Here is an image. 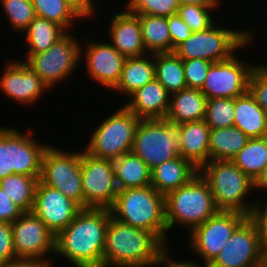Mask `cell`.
<instances>
[{"instance_id": "6da1fadb", "label": "cell", "mask_w": 267, "mask_h": 267, "mask_svg": "<svg viewBox=\"0 0 267 267\" xmlns=\"http://www.w3.org/2000/svg\"><path fill=\"white\" fill-rule=\"evenodd\" d=\"M111 212L108 208H83L55 236L54 253L75 267H103V250Z\"/></svg>"}, {"instance_id": "7a4b0ae2", "label": "cell", "mask_w": 267, "mask_h": 267, "mask_svg": "<svg viewBox=\"0 0 267 267\" xmlns=\"http://www.w3.org/2000/svg\"><path fill=\"white\" fill-rule=\"evenodd\" d=\"M153 233L111 216L103 250V267H159L171 257Z\"/></svg>"}, {"instance_id": "3957f363", "label": "cell", "mask_w": 267, "mask_h": 267, "mask_svg": "<svg viewBox=\"0 0 267 267\" xmlns=\"http://www.w3.org/2000/svg\"><path fill=\"white\" fill-rule=\"evenodd\" d=\"M111 216L134 228L153 232L168 248V227L165 219V196L151 185L119 190Z\"/></svg>"}, {"instance_id": "277c9868", "label": "cell", "mask_w": 267, "mask_h": 267, "mask_svg": "<svg viewBox=\"0 0 267 267\" xmlns=\"http://www.w3.org/2000/svg\"><path fill=\"white\" fill-rule=\"evenodd\" d=\"M198 173L208 183L219 211H236L250 217L257 202L247 203L246 196L255 191L254 181L232 160H211Z\"/></svg>"}, {"instance_id": "5b68a950", "label": "cell", "mask_w": 267, "mask_h": 267, "mask_svg": "<svg viewBox=\"0 0 267 267\" xmlns=\"http://www.w3.org/2000/svg\"><path fill=\"white\" fill-rule=\"evenodd\" d=\"M218 211L210 187L199 173L187 184L165 196L168 232L177 225L187 227L190 234Z\"/></svg>"}, {"instance_id": "8992f818", "label": "cell", "mask_w": 267, "mask_h": 267, "mask_svg": "<svg viewBox=\"0 0 267 267\" xmlns=\"http://www.w3.org/2000/svg\"><path fill=\"white\" fill-rule=\"evenodd\" d=\"M250 29L235 30L217 25V21L208 29L192 32L190 37L181 43L174 53L182 60L194 58L216 63L226 60L253 42Z\"/></svg>"}, {"instance_id": "52a82bcc", "label": "cell", "mask_w": 267, "mask_h": 267, "mask_svg": "<svg viewBox=\"0 0 267 267\" xmlns=\"http://www.w3.org/2000/svg\"><path fill=\"white\" fill-rule=\"evenodd\" d=\"M28 132L0 127V180L12 174L40 177L42 158L49 145L40 143Z\"/></svg>"}, {"instance_id": "ba28073f", "label": "cell", "mask_w": 267, "mask_h": 267, "mask_svg": "<svg viewBox=\"0 0 267 267\" xmlns=\"http://www.w3.org/2000/svg\"><path fill=\"white\" fill-rule=\"evenodd\" d=\"M140 120L123 104L95 126L84 151L93 157L112 161L130 153Z\"/></svg>"}, {"instance_id": "9c48e42d", "label": "cell", "mask_w": 267, "mask_h": 267, "mask_svg": "<svg viewBox=\"0 0 267 267\" xmlns=\"http://www.w3.org/2000/svg\"><path fill=\"white\" fill-rule=\"evenodd\" d=\"M179 148V134L174 124L165 118L141 119L131 153L138 156L152 170L180 156Z\"/></svg>"}, {"instance_id": "30bf717a", "label": "cell", "mask_w": 267, "mask_h": 267, "mask_svg": "<svg viewBox=\"0 0 267 267\" xmlns=\"http://www.w3.org/2000/svg\"><path fill=\"white\" fill-rule=\"evenodd\" d=\"M39 181L44 185L58 189L83 208L81 150L63 152V150L50 144L42 158Z\"/></svg>"}, {"instance_id": "8fae6325", "label": "cell", "mask_w": 267, "mask_h": 267, "mask_svg": "<svg viewBox=\"0 0 267 267\" xmlns=\"http://www.w3.org/2000/svg\"><path fill=\"white\" fill-rule=\"evenodd\" d=\"M70 33L66 32L47 51L30 55L24 61L49 89L71 76L81 62V40Z\"/></svg>"}, {"instance_id": "7c38bea8", "label": "cell", "mask_w": 267, "mask_h": 267, "mask_svg": "<svg viewBox=\"0 0 267 267\" xmlns=\"http://www.w3.org/2000/svg\"><path fill=\"white\" fill-rule=\"evenodd\" d=\"M248 216L236 211H218L190 233L188 241L204 267L221 252L228 239Z\"/></svg>"}, {"instance_id": "4fadbf2b", "label": "cell", "mask_w": 267, "mask_h": 267, "mask_svg": "<svg viewBox=\"0 0 267 267\" xmlns=\"http://www.w3.org/2000/svg\"><path fill=\"white\" fill-rule=\"evenodd\" d=\"M83 208H110L118 187L112 160L93 157L81 152Z\"/></svg>"}, {"instance_id": "5bb4252c", "label": "cell", "mask_w": 267, "mask_h": 267, "mask_svg": "<svg viewBox=\"0 0 267 267\" xmlns=\"http://www.w3.org/2000/svg\"><path fill=\"white\" fill-rule=\"evenodd\" d=\"M263 260L258 228L247 217L207 267H263Z\"/></svg>"}, {"instance_id": "9a60e30c", "label": "cell", "mask_w": 267, "mask_h": 267, "mask_svg": "<svg viewBox=\"0 0 267 267\" xmlns=\"http://www.w3.org/2000/svg\"><path fill=\"white\" fill-rule=\"evenodd\" d=\"M235 55L211 64L200 89L207 99L236 98L248 92V82L255 64L248 65Z\"/></svg>"}, {"instance_id": "2e32d148", "label": "cell", "mask_w": 267, "mask_h": 267, "mask_svg": "<svg viewBox=\"0 0 267 267\" xmlns=\"http://www.w3.org/2000/svg\"><path fill=\"white\" fill-rule=\"evenodd\" d=\"M11 227L17 258L50 259L46 254L55 251V235L37 215L25 212Z\"/></svg>"}, {"instance_id": "e0dca14e", "label": "cell", "mask_w": 267, "mask_h": 267, "mask_svg": "<svg viewBox=\"0 0 267 267\" xmlns=\"http://www.w3.org/2000/svg\"><path fill=\"white\" fill-rule=\"evenodd\" d=\"M83 208L58 189L38 181L32 212L56 236L64 230Z\"/></svg>"}, {"instance_id": "ac0fdd59", "label": "cell", "mask_w": 267, "mask_h": 267, "mask_svg": "<svg viewBox=\"0 0 267 267\" xmlns=\"http://www.w3.org/2000/svg\"><path fill=\"white\" fill-rule=\"evenodd\" d=\"M88 41L91 40L86 41V47L80 46V59L83 60L82 57L85 56L86 74L102 87L112 91L119 82L126 58L109 42Z\"/></svg>"}, {"instance_id": "d6986e66", "label": "cell", "mask_w": 267, "mask_h": 267, "mask_svg": "<svg viewBox=\"0 0 267 267\" xmlns=\"http://www.w3.org/2000/svg\"><path fill=\"white\" fill-rule=\"evenodd\" d=\"M0 76V90L11 101L33 105L49 90L43 80L23 61L11 60Z\"/></svg>"}, {"instance_id": "ffe728a7", "label": "cell", "mask_w": 267, "mask_h": 267, "mask_svg": "<svg viewBox=\"0 0 267 267\" xmlns=\"http://www.w3.org/2000/svg\"><path fill=\"white\" fill-rule=\"evenodd\" d=\"M123 10L112 15L110 19L109 43L125 58L146 55L139 16L125 8Z\"/></svg>"}, {"instance_id": "44dd1931", "label": "cell", "mask_w": 267, "mask_h": 267, "mask_svg": "<svg viewBox=\"0 0 267 267\" xmlns=\"http://www.w3.org/2000/svg\"><path fill=\"white\" fill-rule=\"evenodd\" d=\"M124 105L141 119L166 118L170 107V94L154 78L134 92Z\"/></svg>"}, {"instance_id": "7402d4cb", "label": "cell", "mask_w": 267, "mask_h": 267, "mask_svg": "<svg viewBox=\"0 0 267 267\" xmlns=\"http://www.w3.org/2000/svg\"><path fill=\"white\" fill-rule=\"evenodd\" d=\"M179 134L180 156L197 169L209 162L210 127L204 120L176 125Z\"/></svg>"}, {"instance_id": "603a6c76", "label": "cell", "mask_w": 267, "mask_h": 267, "mask_svg": "<svg viewBox=\"0 0 267 267\" xmlns=\"http://www.w3.org/2000/svg\"><path fill=\"white\" fill-rule=\"evenodd\" d=\"M197 174L198 169L189 160L178 156L151 170V186L166 196L187 184Z\"/></svg>"}, {"instance_id": "cb8c5ba5", "label": "cell", "mask_w": 267, "mask_h": 267, "mask_svg": "<svg viewBox=\"0 0 267 267\" xmlns=\"http://www.w3.org/2000/svg\"><path fill=\"white\" fill-rule=\"evenodd\" d=\"M207 97L196 88H185L170 95V107L166 120L179 125L204 120Z\"/></svg>"}, {"instance_id": "d4e9b609", "label": "cell", "mask_w": 267, "mask_h": 267, "mask_svg": "<svg viewBox=\"0 0 267 267\" xmlns=\"http://www.w3.org/2000/svg\"><path fill=\"white\" fill-rule=\"evenodd\" d=\"M149 55V56H148ZM155 78L154 54L126 58L117 85L112 89L128 98Z\"/></svg>"}, {"instance_id": "484cf974", "label": "cell", "mask_w": 267, "mask_h": 267, "mask_svg": "<svg viewBox=\"0 0 267 267\" xmlns=\"http://www.w3.org/2000/svg\"><path fill=\"white\" fill-rule=\"evenodd\" d=\"M234 126L249 138L267 136L265 111L249 92L234 98Z\"/></svg>"}, {"instance_id": "4316f807", "label": "cell", "mask_w": 267, "mask_h": 267, "mask_svg": "<svg viewBox=\"0 0 267 267\" xmlns=\"http://www.w3.org/2000/svg\"><path fill=\"white\" fill-rule=\"evenodd\" d=\"M118 190L151 185V170L138 156L130 153L113 160Z\"/></svg>"}, {"instance_id": "83f0119b", "label": "cell", "mask_w": 267, "mask_h": 267, "mask_svg": "<svg viewBox=\"0 0 267 267\" xmlns=\"http://www.w3.org/2000/svg\"><path fill=\"white\" fill-rule=\"evenodd\" d=\"M209 161L233 160L250 139L239 128L210 129Z\"/></svg>"}, {"instance_id": "f1b7e54d", "label": "cell", "mask_w": 267, "mask_h": 267, "mask_svg": "<svg viewBox=\"0 0 267 267\" xmlns=\"http://www.w3.org/2000/svg\"><path fill=\"white\" fill-rule=\"evenodd\" d=\"M24 33L25 47H28L25 61L30 55L47 51L66 31L56 23L36 16Z\"/></svg>"}, {"instance_id": "f546056e", "label": "cell", "mask_w": 267, "mask_h": 267, "mask_svg": "<svg viewBox=\"0 0 267 267\" xmlns=\"http://www.w3.org/2000/svg\"><path fill=\"white\" fill-rule=\"evenodd\" d=\"M142 40L148 54L170 53L171 37L167 17L137 14Z\"/></svg>"}, {"instance_id": "4dcf8cb0", "label": "cell", "mask_w": 267, "mask_h": 267, "mask_svg": "<svg viewBox=\"0 0 267 267\" xmlns=\"http://www.w3.org/2000/svg\"><path fill=\"white\" fill-rule=\"evenodd\" d=\"M155 78L172 95L187 88L183 60L174 52L154 54Z\"/></svg>"}, {"instance_id": "1f68e13d", "label": "cell", "mask_w": 267, "mask_h": 267, "mask_svg": "<svg viewBox=\"0 0 267 267\" xmlns=\"http://www.w3.org/2000/svg\"><path fill=\"white\" fill-rule=\"evenodd\" d=\"M35 14L61 26L66 32L73 31L75 21L84 16L68 0H32Z\"/></svg>"}, {"instance_id": "d6a6232c", "label": "cell", "mask_w": 267, "mask_h": 267, "mask_svg": "<svg viewBox=\"0 0 267 267\" xmlns=\"http://www.w3.org/2000/svg\"><path fill=\"white\" fill-rule=\"evenodd\" d=\"M232 161L254 181L267 165V136L250 138Z\"/></svg>"}, {"instance_id": "836d02e7", "label": "cell", "mask_w": 267, "mask_h": 267, "mask_svg": "<svg viewBox=\"0 0 267 267\" xmlns=\"http://www.w3.org/2000/svg\"><path fill=\"white\" fill-rule=\"evenodd\" d=\"M40 177L12 174L0 180L2 190L24 213L31 212Z\"/></svg>"}, {"instance_id": "e575fe53", "label": "cell", "mask_w": 267, "mask_h": 267, "mask_svg": "<svg viewBox=\"0 0 267 267\" xmlns=\"http://www.w3.org/2000/svg\"><path fill=\"white\" fill-rule=\"evenodd\" d=\"M204 121L210 129L234 126V98L207 99Z\"/></svg>"}, {"instance_id": "d590c367", "label": "cell", "mask_w": 267, "mask_h": 267, "mask_svg": "<svg viewBox=\"0 0 267 267\" xmlns=\"http://www.w3.org/2000/svg\"><path fill=\"white\" fill-rule=\"evenodd\" d=\"M0 4L15 32H24L36 17L32 0H0Z\"/></svg>"}, {"instance_id": "8d00e7d4", "label": "cell", "mask_w": 267, "mask_h": 267, "mask_svg": "<svg viewBox=\"0 0 267 267\" xmlns=\"http://www.w3.org/2000/svg\"><path fill=\"white\" fill-rule=\"evenodd\" d=\"M218 7H205L193 4H180L177 14L190 27L191 32H199L208 29L216 22L214 19ZM214 10V11H213ZM215 20V21H214Z\"/></svg>"}, {"instance_id": "74e56055", "label": "cell", "mask_w": 267, "mask_h": 267, "mask_svg": "<svg viewBox=\"0 0 267 267\" xmlns=\"http://www.w3.org/2000/svg\"><path fill=\"white\" fill-rule=\"evenodd\" d=\"M179 0H128L125 9L134 14L168 17L176 14Z\"/></svg>"}, {"instance_id": "f35d334b", "label": "cell", "mask_w": 267, "mask_h": 267, "mask_svg": "<svg viewBox=\"0 0 267 267\" xmlns=\"http://www.w3.org/2000/svg\"><path fill=\"white\" fill-rule=\"evenodd\" d=\"M248 92L267 111V64H255L249 78Z\"/></svg>"}, {"instance_id": "ab89813d", "label": "cell", "mask_w": 267, "mask_h": 267, "mask_svg": "<svg viewBox=\"0 0 267 267\" xmlns=\"http://www.w3.org/2000/svg\"><path fill=\"white\" fill-rule=\"evenodd\" d=\"M212 62L204 59L183 60L185 82L188 88L201 89Z\"/></svg>"}, {"instance_id": "60d3db41", "label": "cell", "mask_w": 267, "mask_h": 267, "mask_svg": "<svg viewBox=\"0 0 267 267\" xmlns=\"http://www.w3.org/2000/svg\"><path fill=\"white\" fill-rule=\"evenodd\" d=\"M169 33L171 37V52L184 41H186L190 35V27L181 19L176 13L167 17Z\"/></svg>"}, {"instance_id": "b9f144b4", "label": "cell", "mask_w": 267, "mask_h": 267, "mask_svg": "<svg viewBox=\"0 0 267 267\" xmlns=\"http://www.w3.org/2000/svg\"><path fill=\"white\" fill-rule=\"evenodd\" d=\"M15 258L11 224L0 222V266Z\"/></svg>"}, {"instance_id": "7bdbcfd3", "label": "cell", "mask_w": 267, "mask_h": 267, "mask_svg": "<svg viewBox=\"0 0 267 267\" xmlns=\"http://www.w3.org/2000/svg\"><path fill=\"white\" fill-rule=\"evenodd\" d=\"M250 217L258 228L260 245L265 254L267 253V201L263 205L257 199V205L254 207Z\"/></svg>"}, {"instance_id": "ee69618b", "label": "cell", "mask_w": 267, "mask_h": 267, "mask_svg": "<svg viewBox=\"0 0 267 267\" xmlns=\"http://www.w3.org/2000/svg\"><path fill=\"white\" fill-rule=\"evenodd\" d=\"M24 212L11 201L0 186V222L12 224Z\"/></svg>"}, {"instance_id": "f6af8a7d", "label": "cell", "mask_w": 267, "mask_h": 267, "mask_svg": "<svg viewBox=\"0 0 267 267\" xmlns=\"http://www.w3.org/2000/svg\"><path fill=\"white\" fill-rule=\"evenodd\" d=\"M50 259L15 258L0 267H52Z\"/></svg>"}, {"instance_id": "bcb514c9", "label": "cell", "mask_w": 267, "mask_h": 267, "mask_svg": "<svg viewBox=\"0 0 267 267\" xmlns=\"http://www.w3.org/2000/svg\"><path fill=\"white\" fill-rule=\"evenodd\" d=\"M84 17L91 19L96 14L95 4L91 0H68Z\"/></svg>"}, {"instance_id": "7dc6e473", "label": "cell", "mask_w": 267, "mask_h": 267, "mask_svg": "<svg viewBox=\"0 0 267 267\" xmlns=\"http://www.w3.org/2000/svg\"><path fill=\"white\" fill-rule=\"evenodd\" d=\"M163 267H201L198 265V263L195 261H191V260H187V261H180L179 259L176 260L175 258L173 259L172 257H170L165 264L163 265ZM203 267V265H202Z\"/></svg>"}, {"instance_id": "c3c4849f", "label": "cell", "mask_w": 267, "mask_h": 267, "mask_svg": "<svg viewBox=\"0 0 267 267\" xmlns=\"http://www.w3.org/2000/svg\"><path fill=\"white\" fill-rule=\"evenodd\" d=\"M180 4H193L205 7H219L221 0H179Z\"/></svg>"}, {"instance_id": "681fc988", "label": "cell", "mask_w": 267, "mask_h": 267, "mask_svg": "<svg viewBox=\"0 0 267 267\" xmlns=\"http://www.w3.org/2000/svg\"><path fill=\"white\" fill-rule=\"evenodd\" d=\"M254 189L267 191V165L263 168L261 174L254 180Z\"/></svg>"}, {"instance_id": "f907efd6", "label": "cell", "mask_w": 267, "mask_h": 267, "mask_svg": "<svg viewBox=\"0 0 267 267\" xmlns=\"http://www.w3.org/2000/svg\"><path fill=\"white\" fill-rule=\"evenodd\" d=\"M263 267H267V253L264 254Z\"/></svg>"}, {"instance_id": "816d5d0a", "label": "cell", "mask_w": 267, "mask_h": 267, "mask_svg": "<svg viewBox=\"0 0 267 267\" xmlns=\"http://www.w3.org/2000/svg\"><path fill=\"white\" fill-rule=\"evenodd\" d=\"M265 118H266V122H267V111H265Z\"/></svg>"}]
</instances>
